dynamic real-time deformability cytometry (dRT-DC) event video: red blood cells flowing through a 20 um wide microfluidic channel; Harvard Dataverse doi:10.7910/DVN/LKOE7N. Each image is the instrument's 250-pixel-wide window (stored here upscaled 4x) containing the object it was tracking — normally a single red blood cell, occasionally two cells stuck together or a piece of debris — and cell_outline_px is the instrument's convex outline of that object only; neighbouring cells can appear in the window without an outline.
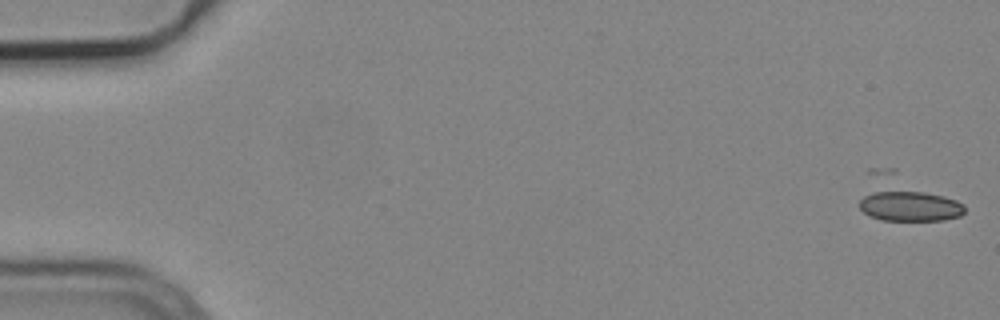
{"species": "common noctule bat (a hibernating species)", "species_latin": "Nyctalus noctula", "temperature_condition": "cold", "stored_images_in_passage": 27, "camera_frame_rate_fps": 3000, "um_per_image_px": 0.085, "animal": {"sex": "male", "body_mass_g": 19.2, "forearm_length_mm": 51.8}, "frame": {"image": 1, "passage_image": 1, "time_ms": 0.0, "image_size_px": [1000, 320], "cell_outline_px": [[964, 212], [960, 216], [944, 220], [880, 220], [868, 216], [860, 208], [860, 200], [868, 168], [896, 168], [964, 204]], "centroid_in_image_um": [76.91, 16.83], "position_along_channel_um": 8.1, "area_um2": 28.26}}
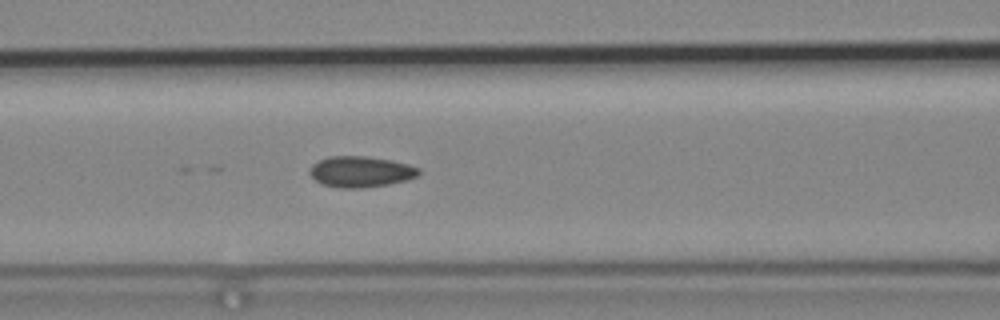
{"frame": {"image": 2, "passage_image": 23, "time_ms": 7.333, "image_size_px": [1000, 320], "cell_outline_px": [[420, 172], [416, 176], [408, 180], [388, 184], [364, 188], [340, 188], [324, 184], [316, 180], [308, 172], [312, 164], [320, 160], [332, 156], [364, 156], [392, 160], [408, 164], [420, 168]], "centroid_in_image_um": [30.68, 14.59], "position_along_channel_um": 135.9, "area_um2": 19.59}}
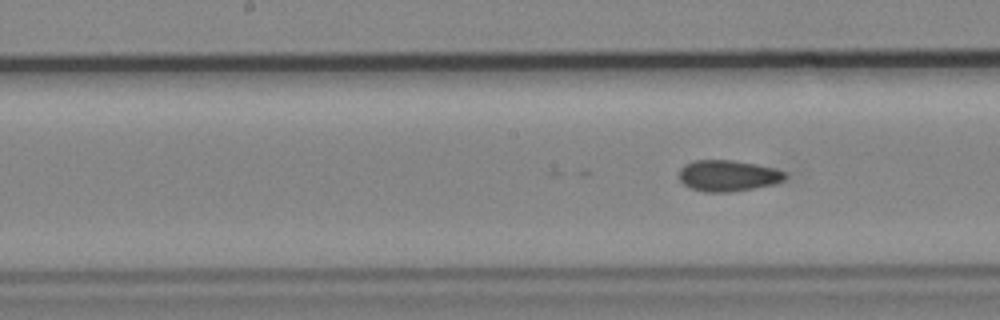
{"frame": {"image": 3, "passage_image": 27, "time_ms": 8.667, "image_size_px": [1000, 320], "cell_outline_px": [[788, 176], [784, 180], [772, 184], [732, 192], [704, 192], [692, 188], [684, 184], [680, 180], [680, 168], [684, 164], [692, 160], [732, 160], [756, 164], [776, 168], [788, 172]], "centroid_in_image_um": [61.9, 14.92], "position_along_channel_um": 186.3, "area_um2": 19.36}}